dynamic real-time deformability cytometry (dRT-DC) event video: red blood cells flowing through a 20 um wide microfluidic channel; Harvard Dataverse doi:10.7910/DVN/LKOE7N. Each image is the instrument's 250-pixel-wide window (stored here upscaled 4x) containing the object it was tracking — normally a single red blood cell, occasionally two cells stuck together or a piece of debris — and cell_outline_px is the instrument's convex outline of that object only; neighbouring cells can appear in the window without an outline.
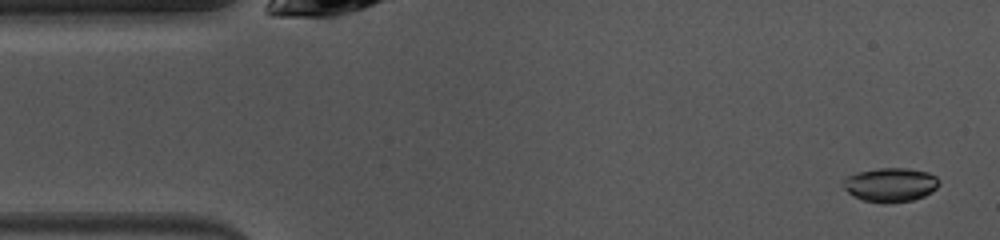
{"species": "common noctule bat (a hibernating species)", "species_latin": "Nyctalus noctula", "temperature_condition": "warm", "stored_images_in_passage": 48, "camera_frame_rate_fps": 3000, "um_per_image_px": 0.085, "animal": {"sex": "female", "body_mass_g": 10.0, "forearm_length_mm": 53.1}, "frame": {"image": 1, "passage_image": 2, "time_ms": 0.333, "image_size_px": [1000, 240], "cell_outline_px": [[940, 184], [932, 192], [924, 196], [912, 200], [884, 204], [860, 200], [848, 192], [840, 184], [840, 180], [848, 176], [860, 172], [876, 168], [908, 168], [928, 172], [936, 176], [940, 180]], "centroid_in_image_um": [75.67, 15.71], "position_along_channel_um": 9.3, "area_um2": 19.36}}
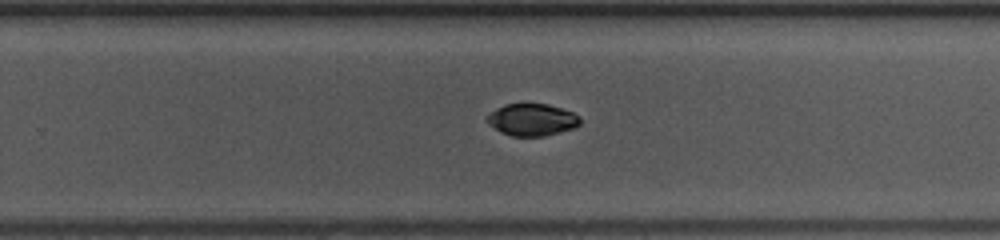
{"frame": {"image": 2, "passage_image": 29, "time_ms": 9.333, "image_size_px": [1000, 240], "cell_outline_px": [[580, 124], [572, 128], [544, 136], [512, 136], [500, 132], [488, 124], [484, 120], [484, 116], [496, 108], [504, 104], [548, 104], [572, 112], [580, 116]], "centroid_in_image_um": [45.15, 10.17], "position_along_channel_um": 284.6, "area_um2": 17.46}}
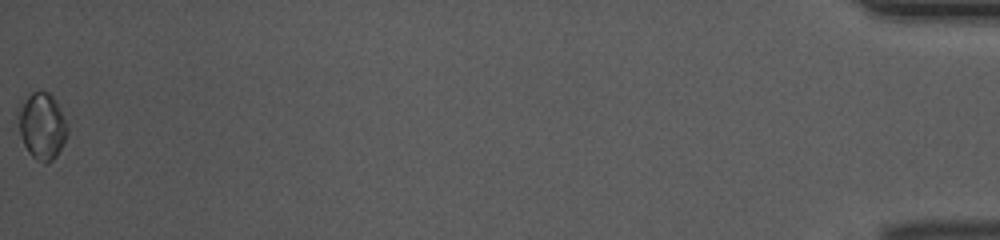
{"frame": {"image": 3, "passage_image": 48, "time_ms": 15.667, "image_size_px": [1000, 240], "cell_outline_px": [[68, 136], [56, 156], [52, 160], [44, 164], [36, 160], [28, 152], [20, 136], [16, 112], [16, 108], [32, 92], [48, 92], [56, 100], [68, 128]], "centroid_in_image_um": [3.55, 10.72], "position_along_channel_um": 431.7, "area_um2": 19.25}, "authors_computed_cell_mechanics": {"area_um2": 18.3515, "velocity_mm_per_s": 4.0607, "shape_relaxation_time_tau1_ms": 3.0273, "shape_relaxation_time_tau2_ms": null, "deformation_change_tau1": 0.1125, "deformation_change_tau2": null}}